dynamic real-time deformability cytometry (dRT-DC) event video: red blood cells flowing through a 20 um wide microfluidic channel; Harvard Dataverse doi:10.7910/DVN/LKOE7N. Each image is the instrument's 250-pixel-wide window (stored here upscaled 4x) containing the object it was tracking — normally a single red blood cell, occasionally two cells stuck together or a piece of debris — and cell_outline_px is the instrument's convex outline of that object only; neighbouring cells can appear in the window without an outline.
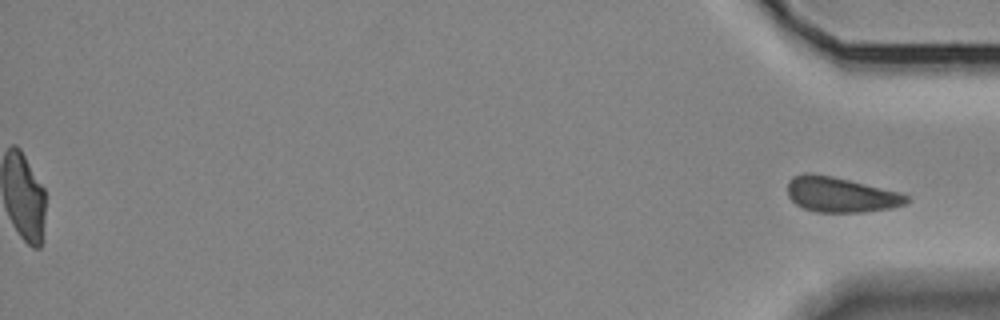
{"species": "Egyptian fruit bat (a non-hibernating species)", "species_latin": "Rousettus aegyptiacus", "temperature_condition": "room temperature", "stored_images_in_passage": 40, "segment_of_instrument_passage": [2, 2], "camera_frame_rate_fps": 3000, "um_per_image_px": 0.085, "animal": {"sex": "female"}, "frame": {"image": 1, "passage_image": 40, "time_ms": 13.0, "image_size_px": [1000, 320], "cell_outline_px": [[908, 200], [904, 204], [892, 208], [864, 212], [816, 212], [804, 208], [796, 204], [788, 196], [788, 180], [792, 176], [804, 172], [808, 172], [832, 176], [900, 192], [908, 196]], "centroid_in_image_um": [71.42, 16.54], "position_along_channel_um": 363.8, "area_um2": 24.39}}